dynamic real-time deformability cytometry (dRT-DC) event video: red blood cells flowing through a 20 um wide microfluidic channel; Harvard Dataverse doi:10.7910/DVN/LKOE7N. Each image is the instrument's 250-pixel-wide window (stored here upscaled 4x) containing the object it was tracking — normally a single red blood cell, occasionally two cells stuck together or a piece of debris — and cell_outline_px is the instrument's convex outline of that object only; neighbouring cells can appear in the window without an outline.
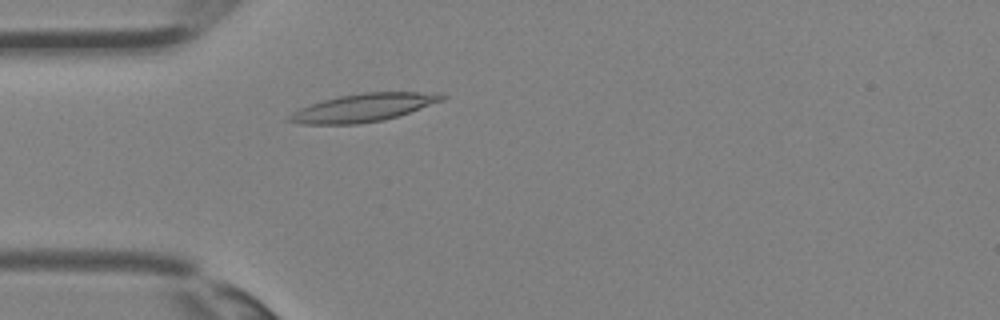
{"species": "Egyptian fruit bat (a non-hibernating species)", "species_latin": "Rousettus aegyptiacus", "temperature_condition": "room temperature", "stored_images_in_passage": 32, "camera_frame_rate_fps": 3000, "um_per_image_px": 0.085, "animal": {"sex": "female"}, "frame": {"image": 1, "passage_image": 6, "time_ms": 1.667, "image_size_px": [1000, 320], "cell_outline_px": [[448, 96], [444, 100], [384, 120], [356, 124], [304, 124], [284, 120], [292, 112], [300, 108], [324, 100], [340, 96], [364, 92], [420, 92]], "centroid_in_image_um": [30.84, 9.16], "position_along_channel_um": 54.2, "area_um2": 24.45}}
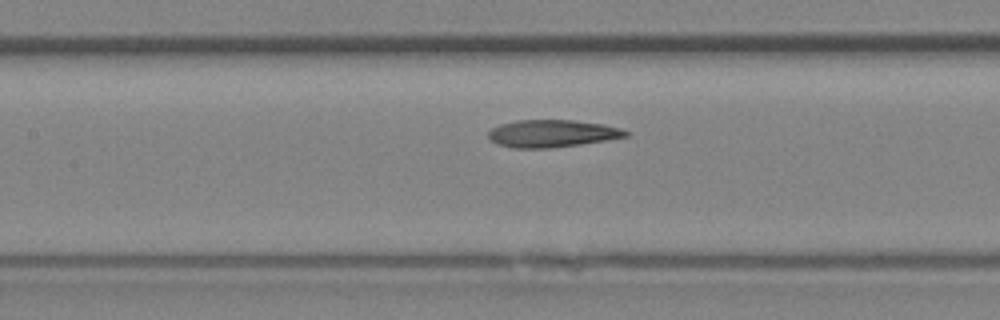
{"frame": {"image": 2, "passage_image": 12, "time_ms": 3.667, "image_size_px": [1000, 320], "cell_outline_px": [[632, 132], [628, 136], [608, 140], [580, 144], [548, 148], [512, 148], [500, 144], [492, 140], [488, 136], [488, 132], [492, 128], [500, 124], [516, 120], [572, 120], [604, 124], [620, 128]], "centroid_in_image_um": [46.97, 11.34], "position_along_channel_um": 160.4, "area_um2": 21.91}}
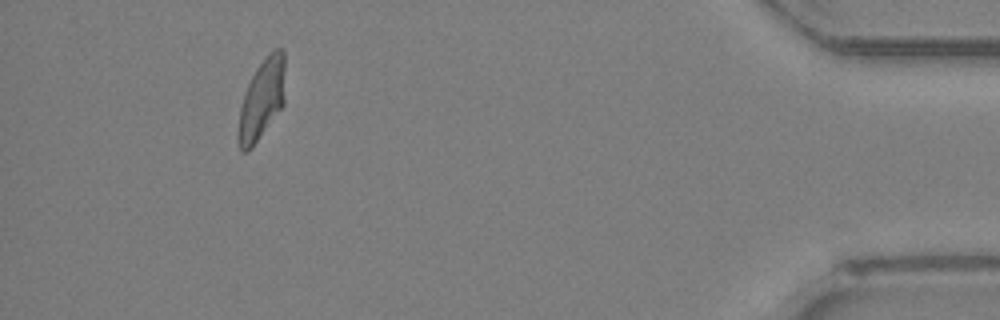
{"frame": {"image": 3, "passage_image": 29, "time_ms": 9.333, "image_size_px": [1000, 320], "cell_outline_px": [[284, 104], [252, 148], [248, 152], [240, 152], [236, 140], [236, 136], [240, 108], [248, 84], [256, 68], [268, 52], [276, 48], [280, 48], [284, 52]], "centroid_in_image_um": [22.22, 8.49], "position_along_channel_um": 413.0, "area_um2": 22.08}}